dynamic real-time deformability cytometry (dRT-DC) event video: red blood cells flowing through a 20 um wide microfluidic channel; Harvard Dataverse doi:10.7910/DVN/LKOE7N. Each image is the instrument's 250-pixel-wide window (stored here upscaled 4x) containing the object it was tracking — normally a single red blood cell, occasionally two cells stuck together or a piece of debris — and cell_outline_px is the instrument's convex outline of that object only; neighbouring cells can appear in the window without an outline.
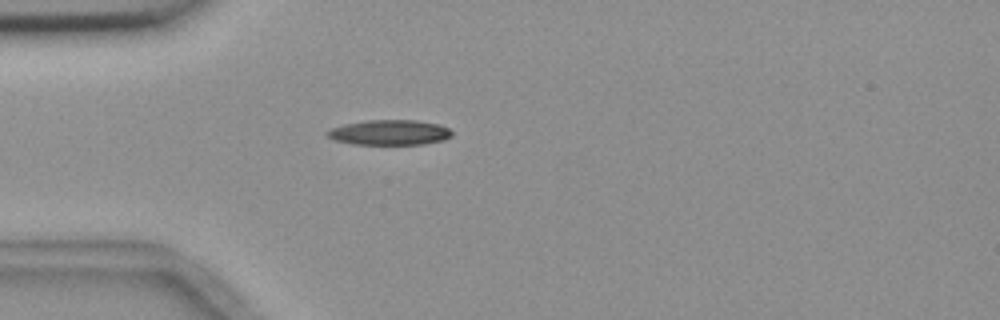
{"species": "common noctule bat (a hibernating species)", "species_latin": "Nyctalus noctula", "temperature_condition": "room temperature", "stored_images_in_passage": 3, "camera_frame_rate_fps": 3000, "um_per_image_px": 0.085, "animal": {"sex": "female", "body_mass_g": 18.4}, "frame": {"image": 1, "passage_image": 3, "time_ms": 3.0, "image_size_px": [1000, 320], "cell_outline_px": [[452, 136], [444, 140], [424, 144], [352, 144], [336, 140], [328, 136], [324, 132], [332, 128], [344, 124], [368, 120], [416, 120], [440, 124], [448, 128], [452, 132]], "centroid_in_image_um": [33.14, 11.25], "position_along_channel_um": 51.9, "area_um2": 18.26}}